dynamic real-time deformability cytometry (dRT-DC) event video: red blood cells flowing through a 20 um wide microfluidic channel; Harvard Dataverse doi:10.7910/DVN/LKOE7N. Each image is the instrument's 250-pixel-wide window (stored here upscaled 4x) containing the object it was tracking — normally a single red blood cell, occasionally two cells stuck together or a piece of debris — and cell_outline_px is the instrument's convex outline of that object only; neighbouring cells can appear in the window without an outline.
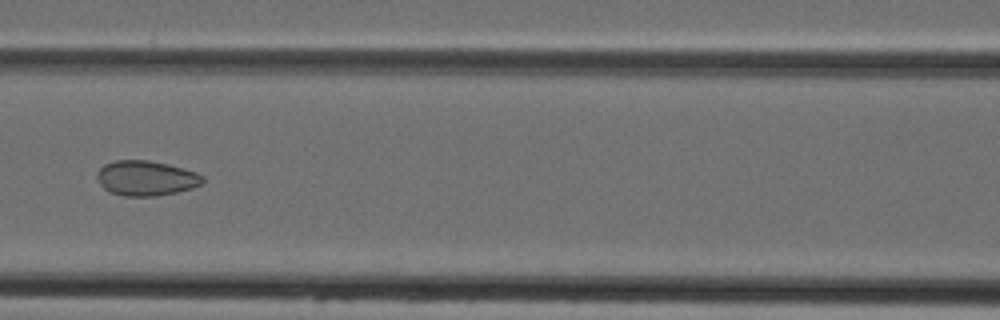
{"species": "Egyptian fruit bat (a non-hibernating species)", "species_latin": "Rousettus aegyptiacus", "temperature_condition": "cold", "stored_images_in_passage": 4, "camera_frame_rate_fps": 3000, "um_per_image_px": 0.085, "animal": {"sex": "female"}, "frame": {"image": 1, "passage_image": 4, "time_ms": 4.667, "image_size_px": [1000, 320], "cell_outline_px": [[204, 180], [200, 184], [192, 188], [176, 192], [156, 196], [124, 196], [108, 192], [100, 184], [96, 176], [96, 172], [104, 164], [116, 160], [148, 160], [168, 164], [184, 168], [196, 172], [204, 176]], "centroid_in_image_um": [12.4, 15.14], "position_along_channel_um": 154.2, "area_um2": 21.68}}